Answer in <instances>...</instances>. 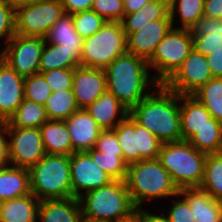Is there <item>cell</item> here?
Instances as JSON below:
<instances>
[{"label": "cell", "instance_id": "obj_1", "mask_svg": "<svg viewBox=\"0 0 222 222\" xmlns=\"http://www.w3.org/2000/svg\"><path fill=\"white\" fill-rule=\"evenodd\" d=\"M158 89V90H157ZM139 104L129 110V116L152 132L164 143L182 141L180 95L158 84Z\"/></svg>", "mask_w": 222, "mask_h": 222}, {"label": "cell", "instance_id": "obj_2", "mask_svg": "<svg viewBox=\"0 0 222 222\" xmlns=\"http://www.w3.org/2000/svg\"><path fill=\"white\" fill-rule=\"evenodd\" d=\"M104 71L107 91L128 110L139 104L150 93L146 90L147 87L158 86V83L149 77L148 62L127 51L116 57Z\"/></svg>", "mask_w": 222, "mask_h": 222}, {"label": "cell", "instance_id": "obj_3", "mask_svg": "<svg viewBox=\"0 0 222 222\" xmlns=\"http://www.w3.org/2000/svg\"><path fill=\"white\" fill-rule=\"evenodd\" d=\"M125 183L136 208L142 207L146 200L177 197L179 194L170 174L158 159L128 165Z\"/></svg>", "mask_w": 222, "mask_h": 222}, {"label": "cell", "instance_id": "obj_4", "mask_svg": "<svg viewBox=\"0 0 222 222\" xmlns=\"http://www.w3.org/2000/svg\"><path fill=\"white\" fill-rule=\"evenodd\" d=\"M207 154L195 149L188 141L161 144L158 160L168 171L178 190L199 188Z\"/></svg>", "mask_w": 222, "mask_h": 222}, {"label": "cell", "instance_id": "obj_5", "mask_svg": "<svg viewBox=\"0 0 222 222\" xmlns=\"http://www.w3.org/2000/svg\"><path fill=\"white\" fill-rule=\"evenodd\" d=\"M29 173L30 190L38 200L72 197L70 156L46 154Z\"/></svg>", "mask_w": 222, "mask_h": 222}, {"label": "cell", "instance_id": "obj_6", "mask_svg": "<svg viewBox=\"0 0 222 222\" xmlns=\"http://www.w3.org/2000/svg\"><path fill=\"white\" fill-rule=\"evenodd\" d=\"M82 217L100 222H113L135 210L125 181L109 184L82 194L79 198Z\"/></svg>", "mask_w": 222, "mask_h": 222}, {"label": "cell", "instance_id": "obj_7", "mask_svg": "<svg viewBox=\"0 0 222 222\" xmlns=\"http://www.w3.org/2000/svg\"><path fill=\"white\" fill-rule=\"evenodd\" d=\"M127 51V37L121 22L107 21L94 35L85 38L81 66L105 69Z\"/></svg>", "mask_w": 222, "mask_h": 222}, {"label": "cell", "instance_id": "obj_8", "mask_svg": "<svg viewBox=\"0 0 222 222\" xmlns=\"http://www.w3.org/2000/svg\"><path fill=\"white\" fill-rule=\"evenodd\" d=\"M192 49L191 30L173 27L157 45L148 61L149 69L154 68L157 71L152 78L158 84H164L182 65Z\"/></svg>", "mask_w": 222, "mask_h": 222}, {"label": "cell", "instance_id": "obj_9", "mask_svg": "<svg viewBox=\"0 0 222 222\" xmlns=\"http://www.w3.org/2000/svg\"><path fill=\"white\" fill-rule=\"evenodd\" d=\"M61 0H40L15 10V34L45 38L64 14Z\"/></svg>", "mask_w": 222, "mask_h": 222}, {"label": "cell", "instance_id": "obj_10", "mask_svg": "<svg viewBox=\"0 0 222 222\" xmlns=\"http://www.w3.org/2000/svg\"><path fill=\"white\" fill-rule=\"evenodd\" d=\"M0 52L4 60L19 76L27 78L39 73L45 38L15 34Z\"/></svg>", "mask_w": 222, "mask_h": 222}, {"label": "cell", "instance_id": "obj_11", "mask_svg": "<svg viewBox=\"0 0 222 222\" xmlns=\"http://www.w3.org/2000/svg\"><path fill=\"white\" fill-rule=\"evenodd\" d=\"M5 131L11 138L7 140V165L30 169L47 154L39 128L5 127Z\"/></svg>", "mask_w": 222, "mask_h": 222}, {"label": "cell", "instance_id": "obj_12", "mask_svg": "<svg viewBox=\"0 0 222 222\" xmlns=\"http://www.w3.org/2000/svg\"><path fill=\"white\" fill-rule=\"evenodd\" d=\"M212 78L206 56L193 48L182 65L163 85L179 95H193Z\"/></svg>", "mask_w": 222, "mask_h": 222}, {"label": "cell", "instance_id": "obj_13", "mask_svg": "<svg viewBox=\"0 0 222 222\" xmlns=\"http://www.w3.org/2000/svg\"><path fill=\"white\" fill-rule=\"evenodd\" d=\"M70 175L72 197L77 199L82 195L81 190L89 192L112 181L87 152H74L70 155Z\"/></svg>", "mask_w": 222, "mask_h": 222}, {"label": "cell", "instance_id": "obj_14", "mask_svg": "<svg viewBox=\"0 0 222 222\" xmlns=\"http://www.w3.org/2000/svg\"><path fill=\"white\" fill-rule=\"evenodd\" d=\"M172 28L170 15L167 18L149 22L127 37V52L148 62L156 51L157 45Z\"/></svg>", "mask_w": 222, "mask_h": 222}, {"label": "cell", "instance_id": "obj_15", "mask_svg": "<svg viewBox=\"0 0 222 222\" xmlns=\"http://www.w3.org/2000/svg\"><path fill=\"white\" fill-rule=\"evenodd\" d=\"M72 90L78 108L86 109L107 91L104 69L75 67Z\"/></svg>", "mask_w": 222, "mask_h": 222}, {"label": "cell", "instance_id": "obj_16", "mask_svg": "<svg viewBox=\"0 0 222 222\" xmlns=\"http://www.w3.org/2000/svg\"><path fill=\"white\" fill-rule=\"evenodd\" d=\"M24 100V78L0 58V124L7 122Z\"/></svg>", "mask_w": 222, "mask_h": 222}, {"label": "cell", "instance_id": "obj_17", "mask_svg": "<svg viewBox=\"0 0 222 222\" xmlns=\"http://www.w3.org/2000/svg\"><path fill=\"white\" fill-rule=\"evenodd\" d=\"M65 121L71 136L73 153L87 152L95 147L102 129L85 109H78Z\"/></svg>", "mask_w": 222, "mask_h": 222}, {"label": "cell", "instance_id": "obj_18", "mask_svg": "<svg viewBox=\"0 0 222 222\" xmlns=\"http://www.w3.org/2000/svg\"><path fill=\"white\" fill-rule=\"evenodd\" d=\"M85 110L102 130H113L129 114V110L108 91L104 92ZM117 116L120 117L117 119Z\"/></svg>", "mask_w": 222, "mask_h": 222}, {"label": "cell", "instance_id": "obj_19", "mask_svg": "<svg viewBox=\"0 0 222 222\" xmlns=\"http://www.w3.org/2000/svg\"><path fill=\"white\" fill-rule=\"evenodd\" d=\"M179 196L187 200L195 222H222V202L209 193L200 188H184L179 190Z\"/></svg>", "mask_w": 222, "mask_h": 222}, {"label": "cell", "instance_id": "obj_20", "mask_svg": "<svg viewBox=\"0 0 222 222\" xmlns=\"http://www.w3.org/2000/svg\"><path fill=\"white\" fill-rule=\"evenodd\" d=\"M182 140L188 141L200 128L211 125V114L193 95H180Z\"/></svg>", "mask_w": 222, "mask_h": 222}, {"label": "cell", "instance_id": "obj_21", "mask_svg": "<svg viewBox=\"0 0 222 222\" xmlns=\"http://www.w3.org/2000/svg\"><path fill=\"white\" fill-rule=\"evenodd\" d=\"M82 210L79 199L42 200L38 206L40 222H80Z\"/></svg>", "mask_w": 222, "mask_h": 222}, {"label": "cell", "instance_id": "obj_22", "mask_svg": "<svg viewBox=\"0 0 222 222\" xmlns=\"http://www.w3.org/2000/svg\"><path fill=\"white\" fill-rule=\"evenodd\" d=\"M191 32L193 48L204 56L222 48V21L220 19L202 17Z\"/></svg>", "mask_w": 222, "mask_h": 222}, {"label": "cell", "instance_id": "obj_23", "mask_svg": "<svg viewBox=\"0 0 222 222\" xmlns=\"http://www.w3.org/2000/svg\"><path fill=\"white\" fill-rule=\"evenodd\" d=\"M45 42L60 45L67 52H77L82 57L84 39L76 32L72 14L64 13L45 36Z\"/></svg>", "mask_w": 222, "mask_h": 222}, {"label": "cell", "instance_id": "obj_24", "mask_svg": "<svg viewBox=\"0 0 222 222\" xmlns=\"http://www.w3.org/2000/svg\"><path fill=\"white\" fill-rule=\"evenodd\" d=\"M31 194L29 169L0 167V202Z\"/></svg>", "mask_w": 222, "mask_h": 222}, {"label": "cell", "instance_id": "obj_25", "mask_svg": "<svg viewBox=\"0 0 222 222\" xmlns=\"http://www.w3.org/2000/svg\"><path fill=\"white\" fill-rule=\"evenodd\" d=\"M39 203L32 193L0 202V222H37Z\"/></svg>", "mask_w": 222, "mask_h": 222}, {"label": "cell", "instance_id": "obj_26", "mask_svg": "<svg viewBox=\"0 0 222 222\" xmlns=\"http://www.w3.org/2000/svg\"><path fill=\"white\" fill-rule=\"evenodd\" d=\"M39 129L47 154L70 156L73 153L72 140L65 121L48 120Z\"/></svg>", "mask_w": 222, "mask_h": 222}, {"label": "cell", "instance_id": "obj_27", "mask_svg": "<svg viewBox=\"0 0 222 222\" xmlns=\"http://www.w3.org/2000/svg\"><path fill=\"white\" fill-rule=\"evenodd\" d=\"M169 8V0H154L146 3L137 12L125 14L121 24L126 37L140 30L149 22L167 18L170 15Z\"/></svg>", "mask_w": 222, "mask_h": 222}, {"label": "cell", "instance_id": "obj_28", "mask_svg": "<svg viewBox=\"0 0 222 222\" xmlns=\"http://www.w3.org/2000/svg\"><path fill=\"white\" fill-rule=\"evenodd\" d=\"M78 66H81V56L77 52H67L61 49L60 45L45 42L40 58L39 73Z\"/></svg>", "mask_w": 222, "mask_h": 222}, {"label": "cell", "instance_id": "obj_29", "mask_svg": "<svg viewBox=\"0 0 222 222\" xmlns=\"http://www.w3.org/2000/svg\"><path fill=\"white\" fill-rule=\"evenodd\" d=\"M48 121L44 105L24 99L5 127L40 128Z\"/></svg>", "mask_w": 222, "mask_h": 222}, {"label": "cell", "instance_id": "obj_30", "mask_svg": "<svg viewBox=\"0 0 222 222\" xmlns=\"http://www.w3.org/2000/svg\"><path fill=\"white\" fill-rule=\"evenodd\" d=\"M188 142L198 151L219 154L222 145V122L211 118V125L200 128Z\"/></svg>", "mask_w": 222, "mask_h": 222}, {"label": "cell", "instance_id": "obj_31", "mask_svg": "<svg viewBox=\"0 0 222 222\" xmlns=\"http://www.w3.org/2000/svg\"><path fill=\"white\" fill-rule=\"evenodd\" d=\"M113 130L121 146L124 161L128 165L139 162L137 123L128 115Z\"/></svg>", "mask_w": 222, "mask_h": 222}, {"label": "cell", "instance_id": "obj_32", "mask_svg": "<svg viewBox=\"0 0 222 222\" xmlns=\"http://www.w3.org/2000/svg\"><path fill=\"white\" fill-rule=\"evenodd\" d=\"M48 120H66L78 110L72 89L52 92L44 104Z\"/></svg>", "mask_w": 222, "mask_h": 222}, {"label": "cell", "instance_id": "obj_33", "mask_svg": "<svg viewBox=\"0 0 222 222\" xmlns=\"http://www.w3.org/2000/svg\"><path fill=\"white\" fill-rule=\"evenodd\" d=\"M199 188L222 202V156L207 154L203 179Z\"/></svg>", "mask_w": 222, "mask_h": 222}, {"label": "cell", "instance_id": "obj_34", "mask_svg": "<svg viewBox=\"0 0 222 222\" xmlns=\"http://www.w3.org/2000/svg\"><path fill=\"white\" fill-rule=\"evenodd\" d=\"M204 1L205 0H169V12L174 24L175 13L178 12L182 29H190L197 24V22L204 15ZM177 7V8H176Z\"/></svg>", "mask_w": 222, "mask_h": 222}, {"label": "cell", "instance_id": "obj_35", "mask_svg": "<svg viewBox=\"0 0 222 222\" xmlns=\"http://www.w3.org/2000/svg\"><path fill=\"white\" fill-rule=\"evenodd\" d=\"M193 96L204 105L215 120L222 122V78H212Z\"/></svg>", "mask_w": 222, "mask_h": 222}, {"label": "cell", "instance_id": "obj_36", "mask_svg": "<svg viewBox=\"0 0 222 222\" xmlns=\"http://www.w3.org/2000/svg\"><path fill=\"white\" fill-rule=\"evenodd\" d=\"M87 153L93 162L104 170L112 180L125 181L128 171V164L124 161L123 155H102L100 151L92 148Z\"/></svg>", "mask_w": 222, "mask_h": 222}, {"label": "cell", "instance_id": "obj_37", "mask_svg": "<svg viewBox=\"0 0 222 222\" xmlns=\"http://www.w3.org/2000/svg\"><path fill=\"white\" fill-rule=\"evenodd\" d=\"M76 32L83 38H88L98 32L107 22L93 10L72 14Z\"/></svg>", "mask_w": 222, "mask_h": 222}, {"label": "cell", "instance_id": "obj_38", "mask_svg": "<svg viewBox=\"0 0 222 222\" xmlns=\"http://www.w3.org/2000/svg\"><path fill=\"white\" fill-rule=\"evenodd\" d=\"M51 93L42 73L24 78V99L44 105Z\"/></svg>", "mask_w": 222, "mask_h": 222}, {"label": "cell", "instance_id": "obj_39", "mask_svg": "<svg viewBox=\"0 0 222 222\" xmlns=\"http://www.w3.org/2000/svg\"><path fill=\"white\" fill-rule=\"evenodd\" d=\"M137 142L139 150V161L157 159L161 142L145 127L137 124Z\"/></svg>", "mask_w": 222, "mask_h": 222}, {"label": "cell", "instance_id": "obj_40", "mask_svg": "<svg viewBox=\"0 0 222 222\" xmlns=\"http://www.w3.org/2000/svg\"><path fill=\"white\" fill-rule=\"evenodd\" d=\"M91 10L109 22H121L125 15L123 0H93Z\"/></svg>", "mask_w": 222, "mask_h": 222}, {"label": "cell", "instance_id": "obj_41", "mask_svg": "<svg viewBox=\"0 0 222 222\" xmlns=\"http://www.w3.org/2000/svg\"><path fill=\"white\" fill-rule=\"evenodd\" d=\"M42 74L52 92L72 89L74 68L54 69Z\"/></svg>", "mask_w": 222, "mask_h": 222}, {"label": "cell", "instance_id": "obj_42", "mask_svg": "<svg viewBox=\"0 0 222 222\" xmlns=\"http://www.w3.org/2000/svg\"><path fill=\"white\" fill-rule=\"evenodd\" d=\"M15 35V10L0 0V40L6 43Z\"/></svg>", "mask_w": 222, "mask_h": 222}, {"label": "cell", "instance_id": "obj_43", "mask_svg": "<svg viewBox=\"0 0 222 222\" xmlns=\"http://www.w3.org/2000/svg\"><path fill=\"white\" fill-rule=\"evenodd\" d=\"M94 148L102 155H123L114 130H102Z\"/></svg>", "mask_w": 222, "mask_h": 222}, {"label": "cell", "instance_id": "obj_44", "mask_svg": "<svg viewBox=\"0 0 222 222\" xmlns=\"http://www.w3.org/2000/svg\"><path fill=\"white\" fill-rule=\"evenodd\" d=\"M166 218L168 222H195L190 206L184 197L173 200Z\"/></svg>", "mask_w": 222, "mask_h": 222}, {"label": "cell", "instance_id": "obj_45", "mask_svg": "<svg viewBox=\"0 0 222 222\" xmlns=\"http://www.w3.org/2000/svg\"><path fill=\"white\" fill-rule=\"evenodd\" d=\"M64 12L67 14H74L91 10L93 0H61Z\"/></svg>", "mask_w": 222, "mask_h": 222}, {"label": "cell", "instance_id": "obj_46", "mask_svg": "<svg viewBox=\"0 0 222 222\" xmlns=\"http://www.w3.org/2000/svg\"><path fill=\"white\" fill-rule=\"evenodd\" d=\"M213 78H222V48L206 56Z\"/></svg>", "mask_w": 222, "mask_h": 222}, {"label": "cell", "instance_id": "obj_47", "mask_svg": "<svg viewBox=\"0 0 222 222\" xmlns=\"http://www.w3.org/2000/svg\"><path fill=\"white\" fill-rule=\"evenodd\" d=\"M221 16H222V0L204 1L203 17L220 19Z\"/></svg>", "mask_w": 222, "mask_h": 222}, {"label": "cell", "instance_id": "obj_48", "mask_svg": "<svg viewBox=\"0 0 222 222\" xmlns=\"http://www.w3.org/2000/svg\"><path fill=\"white\" fill-rule=\"evenodd\" d=\"M5 125L0 124V167L7 164V138L5 137Z\"/></svg>", "mask_w": 222, "mask_h": 222}, {"label": "cell", "instance_id": "obj_49", "mask_svg": "<svg viewBox=\"0 0 222 222\" xmlns=\"http://www.w3.org/2000/svg\"><path fill=\"white\" fill-rule=\"evenodd\" d=\"M154 0H123V7L125 14H131L137 12L141 9L146 3Z\"/></svg>", "mask_w": 222, "mask_h": 222}, {"label": "cell", "instance_id": "obj_50", "mask_svg": "<svg viewBox=\"0 0 222 222\" xmlns=\"http://www.w3.org/2000/svg\"><path fill=\"white\" fill-rule=\"evenodd\" d=\"M139 222H168L166 216L150 214L139 207Z\"/></svg>", "mask_w": 222, "mask_h": 222}, {"label": "cell", "instance_id": "obj_51", "mask_svg": "<svg viewBox=\"0 0 222 222\" xmlns=\"http://www.w3.org/2000/svg\"><path fill=\"white\" fill-rule=\"evenodd\" d=\"M5 1L11 8L14 10L18 9L19 7L37 3L40 0H3Z\"/></svg>", "mask_w": 222, "mask_h": 222}, {"label": "cell", "instance_id": "obj_52", "mask_svg": "<svg viewBox=\"0 0 222 222\" xmlns=\"http://www.w3.org/2000/svg\"><path fill=\"white\" fill-rule=\"evenodd\" d=\"M113 222H139V207L135 208L129 215L119 218Z\"/></svg>", "mask_w": 222, "mask_h": 222}, {"label": "cell", "instance_id": "obj_53", "mask_svg": "<svg viewBox=\"0 0 222 222\" xmlns=\"http://www.w3.org/2000/svg\"><path fill=\"white\" fill-rule=\"evenodd\" d=\"M80 222H100V221L82 217Z\"/></svg>", "mask_w": 222, "mask_h": 222}, {"label": "cell", "instance_id": "obj_54", "mask_svg": "<svg viewBox=\"0 0 222 222\" xmlns=\"http://www.w3.org/2000/svg\"><path fill=\"white\" fill-rule=\"evenodd\" d=\"M219 154L222 156V145H221V149H220Z\"/></svg>", "mask_w": 222, "mask_h": 222}]
</instances>
